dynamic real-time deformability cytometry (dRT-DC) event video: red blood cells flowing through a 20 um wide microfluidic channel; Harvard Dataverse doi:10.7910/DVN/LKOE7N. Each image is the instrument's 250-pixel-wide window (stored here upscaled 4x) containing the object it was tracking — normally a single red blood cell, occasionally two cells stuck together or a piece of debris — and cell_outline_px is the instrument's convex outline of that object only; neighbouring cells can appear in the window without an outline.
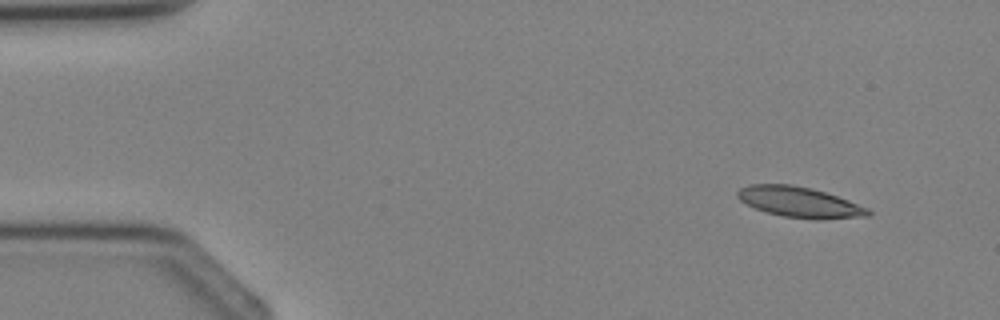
{"species": "Egyptian fruit bat (a non-hibernating species)", "species_latin": "Rousettus aegyptiacus", "temperature_condition": "cold", "stored_images_in_passage": 3, "camera_frame_rate_fps": 3000, "um_per_image_px": 0.085, "animal": {"sex": "female"}, "frame": {"image": 1, "passage_image": 1, "time_ms": 0.0, "image_size_px": [1000, 320], "cell_outline_px": [[872, 216], [820, 220], [816, 220], [784, 216], [768, 212], [756, 208], [740, 200], [736, 196], [736, 192], [740, 188], [748, 184], [792, 184], [812, 188], [848, 200], [868, 208], [872, 212]], "centroid_in_image_um": [67.99, 17.18], "position_along_channel_um": 17.0, "area_um2": 23.29}}
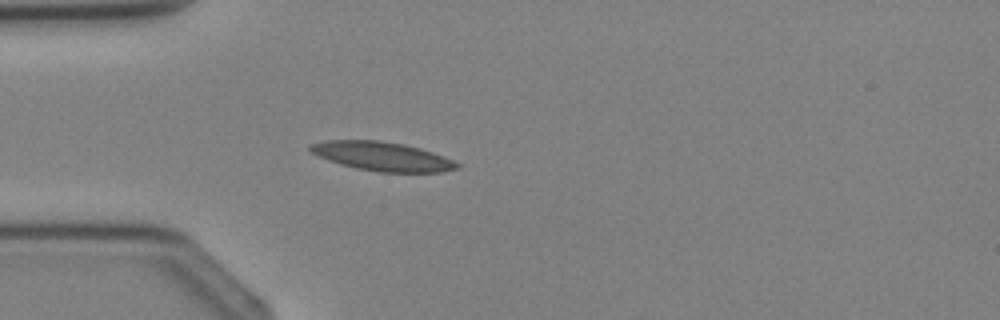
{"frame": {"image": 2, "passage_image": 3, "time_ms": 2.333, "image_size_px": [1000, 320], "cell_outline_px": [[460, 168], [440, 172], [380, 172], [356, 168], [320, 156], [312, 152], [308, 148], [308, 144], [328, 140], [380, 140], [404, 144], [420, 148], [444, 156], [460, 164]], "centroid_in_image_um": [32.53, 13.28], "position_along_channel_um": 52.5, "area_um2": 24.51}}